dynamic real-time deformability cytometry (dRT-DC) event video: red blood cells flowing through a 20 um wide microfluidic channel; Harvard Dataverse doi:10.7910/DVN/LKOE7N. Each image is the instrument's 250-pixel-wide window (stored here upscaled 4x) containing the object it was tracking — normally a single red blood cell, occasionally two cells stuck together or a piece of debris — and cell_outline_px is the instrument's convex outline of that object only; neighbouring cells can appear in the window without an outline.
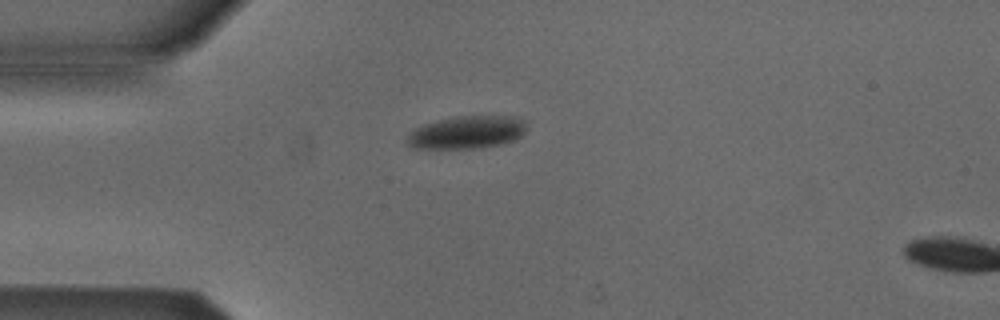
{"species": "Egyptian fruit bat (a non-hibernating species)", "species_latin": "Rousettus aegyptiacus", "temperature_condition": "cold", "stored_images_in_passage": 2, "camera_frame_rate_fps": 3000, "um_per_image_px": 0.085, "animal": {"sex": "male"}, "frame": {"image": 1, "passage_image": 1, "time_ms": 0.0, "image_size_px": [1000, 320], "cell_outline_px": [[524, 132], [520, 136], [512, 140], [500, 144], [480, 148], [408, 148], [404, 140], [416, 128], [424, 124], [456, 116], [520, 116], [524, 120]], "centroid_in_image_um": [39.65, 11.25], "position_along_channel_um": 45.3, "area_um2": 22.72}}